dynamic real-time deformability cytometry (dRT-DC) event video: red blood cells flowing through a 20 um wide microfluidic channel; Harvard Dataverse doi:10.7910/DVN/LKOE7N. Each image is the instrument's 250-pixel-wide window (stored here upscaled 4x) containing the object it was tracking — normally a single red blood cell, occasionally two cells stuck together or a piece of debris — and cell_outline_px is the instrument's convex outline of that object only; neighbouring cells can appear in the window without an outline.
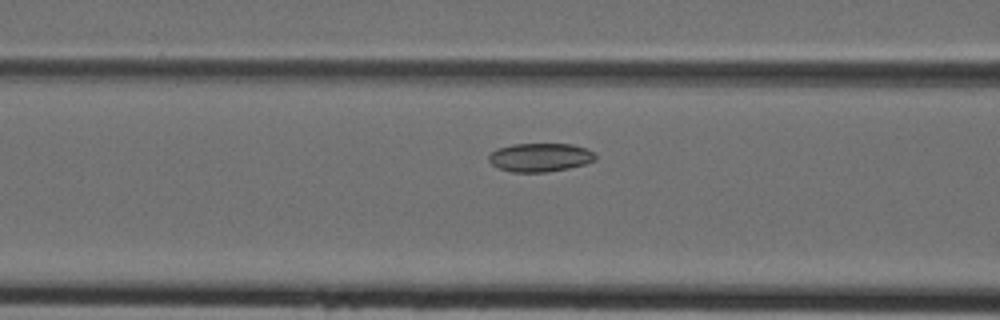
{"species": "Egyptian fruit bat (a non-hibernating species)", "species_latin": "Rousettus aegyptiacus", "temperature_condition": "cold", "stored_images_in_passage": 38, "camera_frame_rate_fps": 3000, "um_per_image_px": 0.085, "animal": {"sex": "female"}, "frame": {"image": 1, "passage_image": 13, "time_ms": 4.0, "image_size_px": [1000, 320], "cell_outline_px": [[596, 160], [584, 164], [568, 168], [548, 172], [512, 172], [500, 168], [492, 164], [488, 160], [488, 156], [492, 152], [500, 148], [512, 144], [572, 144], [588, 148], [596, 152]], "centroid_in_image_um": [45.96, 13.37], "position_along_channel_um": 120.6, "area_um2": 17.8}}
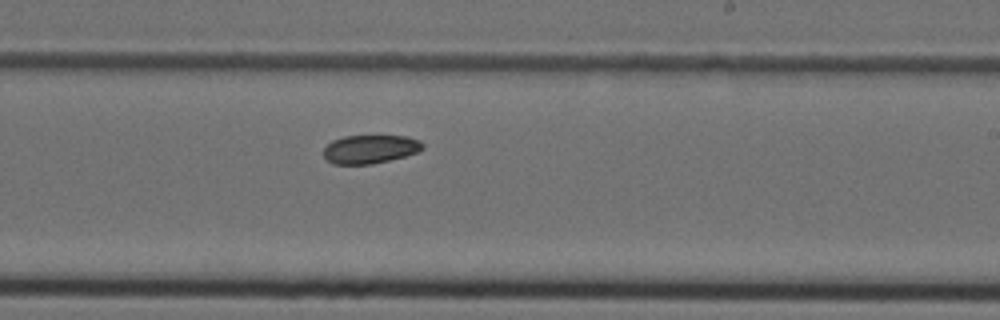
{"frame": {"image": 2, "passage_image": 22, "time_ms": 7.0, "image_size_px": [1000, 320], "cell_outline_px": [[424, 148], [416, 152], [404, 156], [372, 164], [332, 164], [324, 156], [324, 148], [332, 140], [344, 136], [408, 136], [420, 140], [424, 144]], "centroid_in_image_um": [31.46, 12.67], "position_along_channel_um": 257.5, "area_um2": 16.42}}
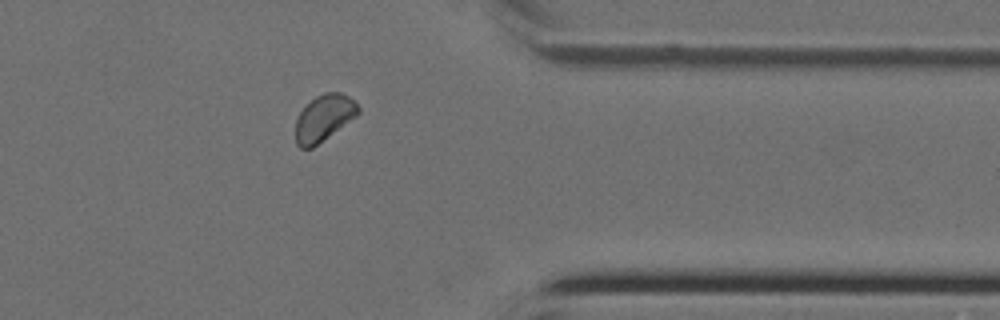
{"frame": {"image": 3, "passage_image": 31, "time_ms": 10.0, "image_size_px": [1000, 320], "cell_outline_px": [[360, 112], [356, 116], [312, 148], [300, 148], [296, 144], [296, 120], [300, 112], [316, 96], [324, 92], [340, 92], [348, 96], [360, 108]], "centroid_in_image_um": [27.53, 10.02], "position_along_channel_um": 383.9, "area_um2": 16.59}}